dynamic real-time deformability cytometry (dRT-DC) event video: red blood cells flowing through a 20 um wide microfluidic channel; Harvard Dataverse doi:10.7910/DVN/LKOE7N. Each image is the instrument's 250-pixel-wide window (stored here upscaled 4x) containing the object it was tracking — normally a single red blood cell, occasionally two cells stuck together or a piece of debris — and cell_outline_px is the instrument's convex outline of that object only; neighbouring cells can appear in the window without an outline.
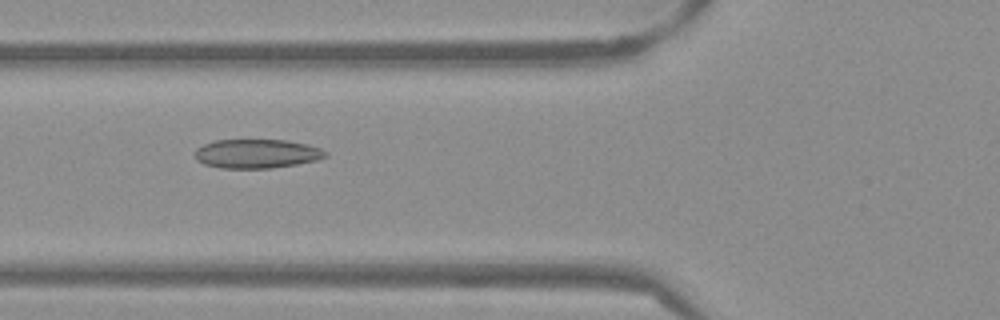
{"species": "Egyptian fruit bat (a non-hibernating species)", "species_latin": "Rousettus aegyptiacus", "temperature_condition": "warm", "stored_images_in_passage": 53, "camera_frame_rate_fps": 3000, "um_per_image_px": 0.085, "frame": {"image": 1, "passage_image": 20, "time_ms": 6.333, "image_size_px": [1000, 320], "cell_outline_px": [[328, 156], [316, 160], [296, 164], [272, 168], [220, 168], [204, 164], [196, 160], [192, 152], [196, 148], [204, 144], [216, 140], [288, 140], [308, 144], [320, 148], [328, 152]], "centroid_in_image_um": [21.8, 13.06], "position_along_channel_um": 104.0, "area_um2": 22.31}}
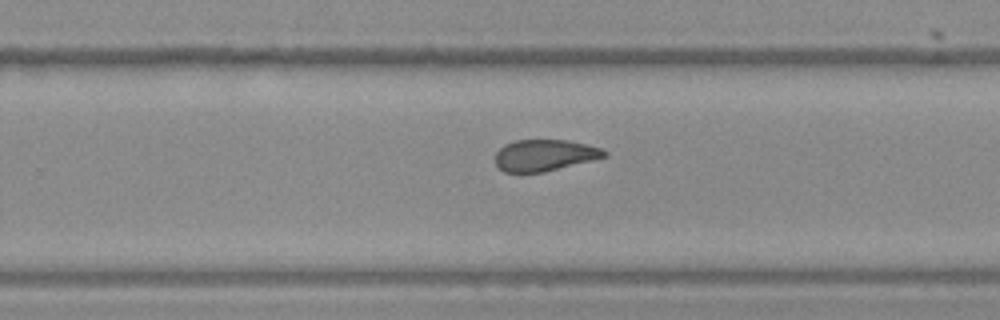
{"frame": {"image": 2, "passage_image": 34, "time_ms": 11.0, "image_size_px": [1000, 320], "cell_outline_px": [[608, 156], [544, 172], [504, 172], [496, 168], [496, 152], [504, 144], [516, 140], [568, 140], [600, 148], [608, 152]], "centroid_in_image_um": [46.26, 13.2], "position_along_channel_um": 283.5, "area_um2": 19.94}}
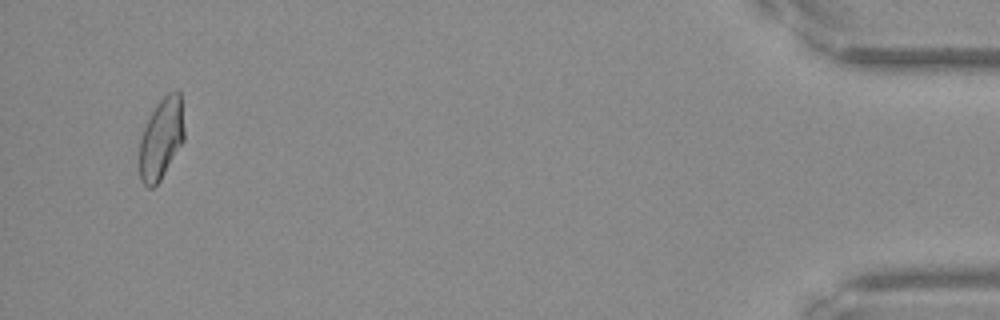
{"frame": {"image": 3, "passage_image": 51, "time_ms": 16.667, "image_size_px": [1000, 320], "cell_outline_px": [[184, 140], [160, 180], [152, 188], [148, 188], [140, 180], [140, 140], [144, 128], [156, 104], [168, 92], [180, 92], [184, 128]], "centroid_in_image_um": [13.71, 11.79], "position_along_channel_um": 421.5, "area_um2": 20.87}, "authors_computed_cell_mechanics": {"area_um2": 21.6172, "velocity_mm_per_s": 3.8458, "shape_relaxation_time_tau1_ms": null, "shape_relaxation_time_tau2_ms": 2.3661, "deformation_change_tau1": null, "deformation_change_tau2": 0.0869}}